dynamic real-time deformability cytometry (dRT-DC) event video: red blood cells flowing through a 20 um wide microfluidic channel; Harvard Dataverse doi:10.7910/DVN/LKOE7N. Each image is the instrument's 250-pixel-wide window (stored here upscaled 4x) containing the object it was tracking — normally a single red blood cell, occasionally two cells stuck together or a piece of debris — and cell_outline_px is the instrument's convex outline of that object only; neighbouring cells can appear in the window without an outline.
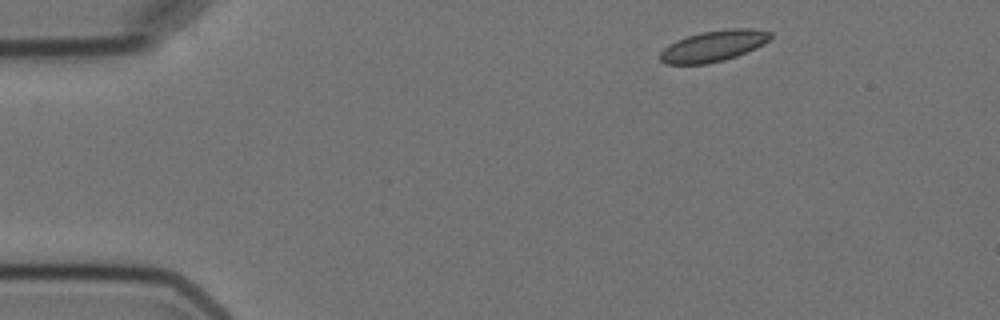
{"species": "Egyptian fruit bat (a non-hibernating species)", "species_latin": "Rousettus aegyptiacus", "temperature_condition": "cold", "stored_images_in_passage": 3, "camera_frame_rate_fps": 3000, "um_per_image_px": 0.085, "animal": {"sex": "female"}, "frame": {"image": 1, "passage_image": 1, "time_ms": 0.0, "image_size_px": [1000, 320], "cell_outline_px": [[772, 36], [764, 44], [756, 48], [736, 56], [724, 60], [708, 64], [664, 64], [660, 60], [660, 52], [668, 44], [676, 40], [700, 32], [728, 28], [752, 28], [772, 32]], "centroid_in_image_um": [60.64, 3.9], "position_along_channel_um": 24.4, "area_um2": 20.11}}